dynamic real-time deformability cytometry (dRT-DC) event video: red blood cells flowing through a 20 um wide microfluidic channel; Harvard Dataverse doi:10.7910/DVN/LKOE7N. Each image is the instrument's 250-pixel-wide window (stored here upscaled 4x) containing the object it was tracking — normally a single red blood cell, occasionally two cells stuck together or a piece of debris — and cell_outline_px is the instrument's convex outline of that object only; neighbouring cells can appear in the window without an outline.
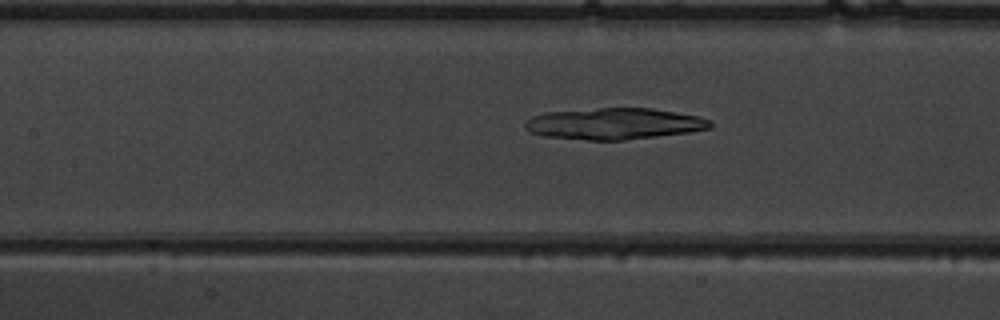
{"species": "common noctule bat (a hibernating species)", "species_latin": "Nyctalus noctula", "temperature_condition": "warm", "stored_images_in_passage": 35, "camera_frame_rate_fps": 3000, "um_per_image_px": 0.085, "animal": {"sex": "male", "body_mass_g": 19.5, "forearm_length_mm": 54.6}, "frame": {"image": 1, "passage_image": 8, "time_ms": 2.333, "image_size_px": [1000, 320], "cell_outline_px": [[712, 128], [692, 132], [624, 140], [588, 140], [544, 136], [532, 132], [524, 128], [524, 124], [532, 116], [544, 112], [596, 108], [652, 108], [700, 116], [712, 120]], "centroid_in_image_um": [52.25, 10.51], "position_along_channel_um": 155.1, "area_um2": 34.1}}
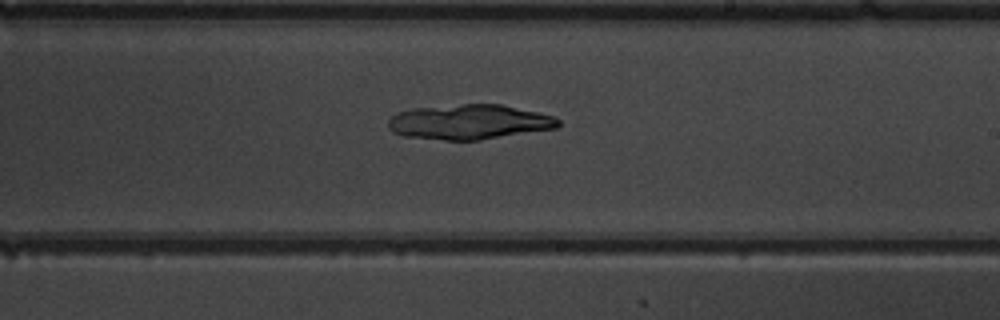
{"frame": {"image": 2, "passage_image": 15, "time_ms": 4.667, "image_size_px": [1000, 320], "cell_outline_px": [[560, 124], [556, 128], [480, 140], [444, 140], [404, 136], [392, 132], [388, 128], [388, 120], [396, 112], [412, 108], [464, 104], [500, 104], [536, 112], [552, 116], [560, 120]], "centroid_in_image_um": [39.84, 10.37], "position_along_channel_um": 249.2, "area_um2": 34.51}}
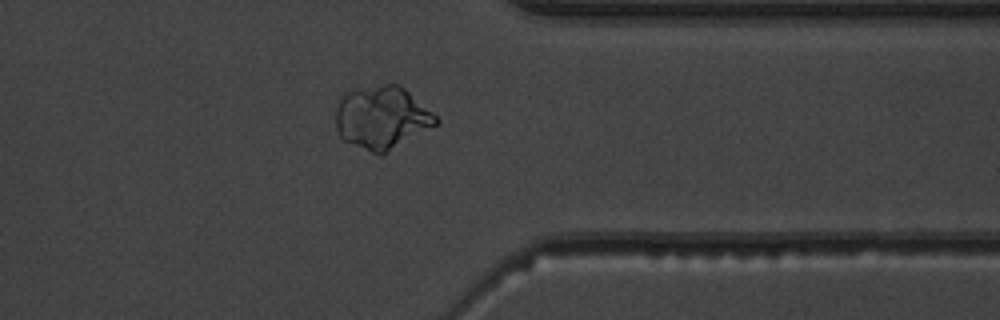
{"frame": {"image": 3, "passage_image": 25, "time_ms": 8.0, "image_size_px": [1000, 320], "cell_outline_px": [[440, 120], [436, 124], [384, 156], [380, 156], [344, 140], [340, 136], [336, 128], [336, 108], [340, 96], [344, 92], [352, 88], [384, 84], [400, 84], [432, 112]], "centroid_in_image_um": [32.43, 9.99], "position_along_channel_um": 379.0, "area_um2": 37.11}}